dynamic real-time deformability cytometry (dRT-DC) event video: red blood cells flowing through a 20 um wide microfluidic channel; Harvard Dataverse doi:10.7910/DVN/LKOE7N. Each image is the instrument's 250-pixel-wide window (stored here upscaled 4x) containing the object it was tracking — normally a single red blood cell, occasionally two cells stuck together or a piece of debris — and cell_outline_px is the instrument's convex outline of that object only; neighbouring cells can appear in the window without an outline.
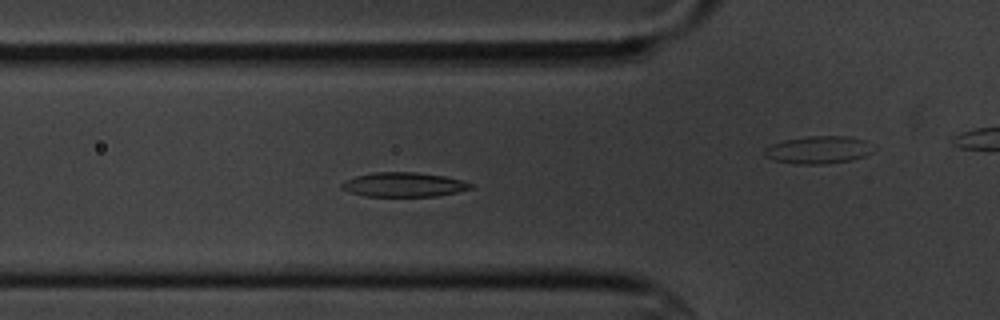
{"species": "common noctule bat (a hibernating species)", "species_latin": "Nyctalus noctula", "temperature_condition": "cold", "stored_images_in_passage": 6, "camera_frame_rate_fps": 3000, "um_per_image_px": 0.085, "animal": {"sex": "male", "body_mass_g": 20.1, "forearm_length_mm": 53.5}, "frame": {"image": 1, "passage_image": 5, "time_ms": 4.667, "image_size_px": [1000, 320], "cell_outline_px": [[472, 188], [456, 192], [436, 196], [364, 196], [340, 188], [340, 184], [344, 180], [356, 176], [376, 172], [416, 172], [444, 176], [464, 180], [472, 184]], "centroid_in_image_um": [34.31, 15.69], "position_along_channel_um": 91.5, "area_um2": 18.26}}